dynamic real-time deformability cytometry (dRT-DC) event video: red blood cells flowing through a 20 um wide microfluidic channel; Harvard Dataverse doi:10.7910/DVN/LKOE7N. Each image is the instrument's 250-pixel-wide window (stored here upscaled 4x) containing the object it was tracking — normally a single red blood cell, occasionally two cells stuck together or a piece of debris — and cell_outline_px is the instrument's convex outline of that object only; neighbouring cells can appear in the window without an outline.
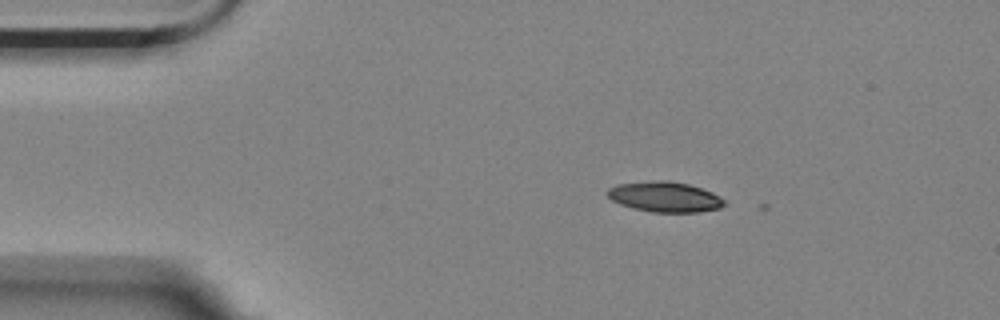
{"species": "Egyptian fruit bat (a non-hibernating species)", "species_latin": "Rousettus aegyptiacus", "temperature_condition": "room temperature", "stored_images_in_passage": 3, "camera_frame_rate_fps": 3000, "um_per_image_px": 0.085, "animal": {"sex": "female"}, "frame": {"image": 1, "passage_image": 1, "time_ms": 0.0, "image_size_px": [1000, 320], "cell_outline_px": [[724, 204], [720, 208], [700, 212], [652, 212], [632, 208], [620, 204], [612, 200], [608, 196], [608, 188], [616, 184], [660, 180], [668, 180], [688, 184], [712, 192], [720, 196], [724, 200]], "centroid_in_image_um": [56.5, 16.73], "position_along_channel_um": 28.5, "area_um2": 20.58}}